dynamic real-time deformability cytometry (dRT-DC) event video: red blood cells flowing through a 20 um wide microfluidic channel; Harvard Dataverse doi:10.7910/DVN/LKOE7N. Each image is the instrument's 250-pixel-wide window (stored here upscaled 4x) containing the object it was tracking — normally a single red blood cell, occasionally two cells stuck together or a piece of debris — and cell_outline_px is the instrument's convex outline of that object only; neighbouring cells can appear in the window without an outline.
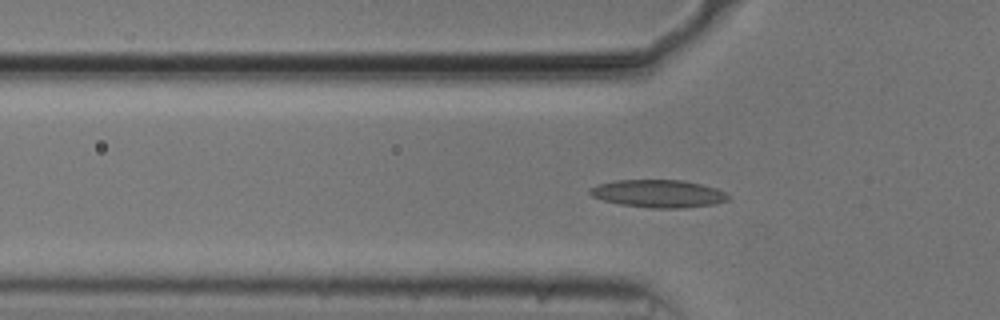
{"species": "common noctule bat (a hibernating species)", "species_latin": "Nyctalus noctula", "temperature_condition": "cold", "stored_images_in_passage": 56, "camera_frame_rate_fps": 3000, "um_per_image_px": 0.085, "animal": {"sex": "male", "body_mass_g": 20.5, "forearm_length_mm": 52.5}, "frame": {"image": 1, "passage_image": 18, "time_ms": 5.667, "image_size_px": [1000, 320], "cell_outline_px": [[728, 200], [716, 204], [684, 208], [648, 208], [620, 204], [604, 200], [592, 196], [588, 192], [588, 188], [600, 184], [616, 180], [684, 180], [716, 188], [724, 192], [728, 196]], "centroid_in_image_um": [55.96, 16.46], "position_along_channel_um": 69.8, "area_um2": 22.31}}
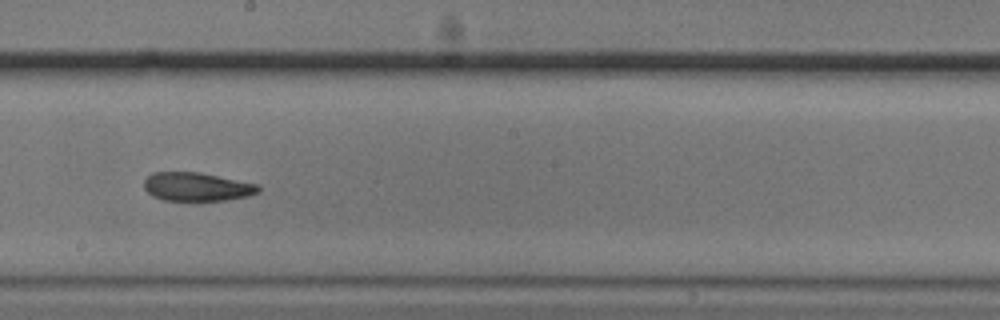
{"frame": {"image": 2, "passage_image": 31, "time_ms": 10.0, "image_size_px": [1000, 320], "cell_outline_px": [[260, 192], [248, 196], [224, 200], [164, 200], [152, 196], [144, 188], [144, 180], [152, 172], [200, 172], [260, 184]], "centroid_in_image_um": [16.76, 15.86], "position_along_channel_um": 231.4, "area_um2": 19.13}}
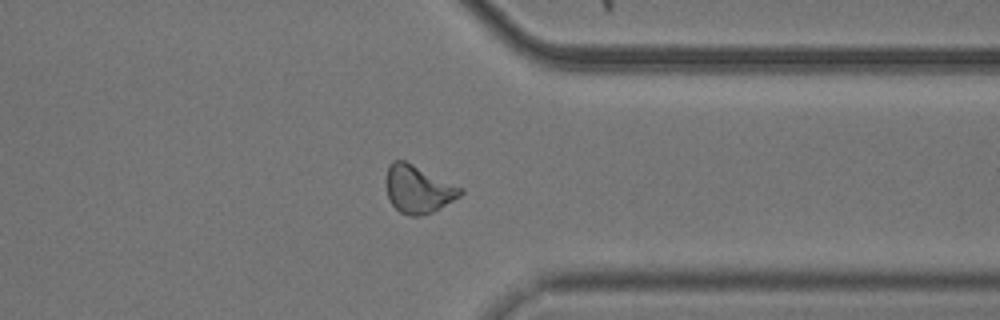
{"frame": {"image": 3, "passage_image": 43, "time_ms": 14.0, "image_size_px": [1000, 320], "cell_outline_px": [[464, 192], [460, 196], [432, 212], [420, 216], [408, 216], [400, 212], [392, 204], [388, 196], [388, 164], [392, 160], [404, 160], [464, 188]], "centroid_in_image_um": [35.57, 16.08], "position_along_channel_um": 375.8, "area_um2": 20.35}, "authors_computed_cell_mechanics": {"area_um2": 20.2011, "velocity_mm_per_s": 3.7077, "shape_relaxation_time_tau1_ms": null, "shape_relaxation_time_tau2_ms": 4.8498, "deformation_change_tau1": null, "deformation_change_tau2": 0.1255}}